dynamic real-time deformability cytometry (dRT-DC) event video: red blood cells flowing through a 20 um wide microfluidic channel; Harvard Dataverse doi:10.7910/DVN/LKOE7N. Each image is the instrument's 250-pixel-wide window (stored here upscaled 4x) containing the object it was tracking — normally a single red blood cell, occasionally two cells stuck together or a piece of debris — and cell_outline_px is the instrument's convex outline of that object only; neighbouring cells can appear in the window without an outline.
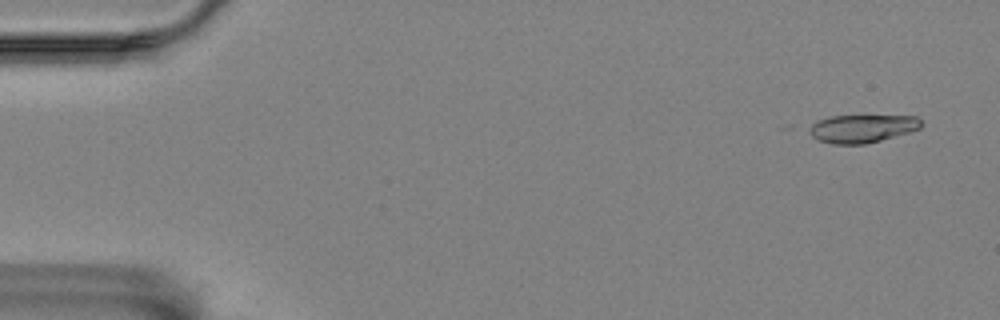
{"species": "Egyptian fruit bat (a non-hibernating species)", "species_latin": "Rousettus aegyptiacus", "temperature_condition": "room temperature", "stored_images_in_passage": 16, "camera_frame_rate_fps": 3000, "um_per_image_px": 0.085, "animal": {"sex": "female"}, "frame": {"image": 1, "passage_image": 3, "time_ms": 0.667, "image_size_px": [1000, 320], "cell_outline_px": [[920, 128], [908, 132], [880, 140], [864, 144], [832, 144], [820, 140], [812, 136], [800, 128], [816, 120], [828, 116], [916, 116], [920, 120]], "centroid_in_image_um": [73.12, 10.92], "position_along_channel_um": 11.9, "area_um2": 18.5}}
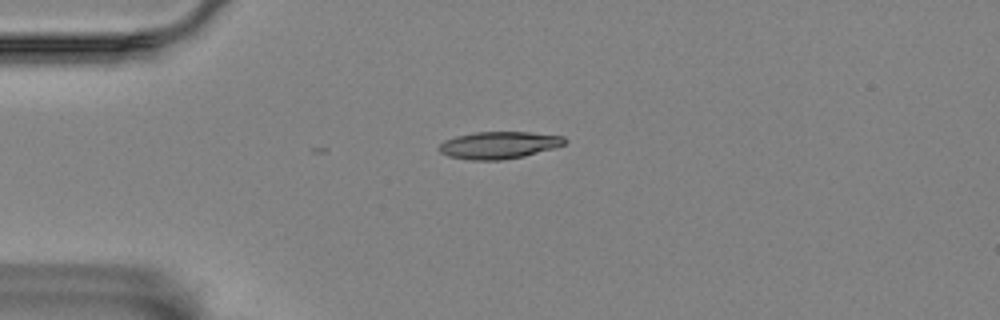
{"frame": {"image": 2, "passage_image": 14, "time_ms": 4.333, "image_size_px": [1000, 320], "cell_outline_px": [[568, 140], [564, 144], [552, 148], [524, 156], [500, 160], [472, 160], [448, 156], [440, 152], [436, 148], [444, 140], [456, 136], [476, 132], [528, 132], [564, 136]], "centroid_in_image_um": [42.37, 12.33], "position_along_channel_um": 42.6, "area_um2": 19.83}}